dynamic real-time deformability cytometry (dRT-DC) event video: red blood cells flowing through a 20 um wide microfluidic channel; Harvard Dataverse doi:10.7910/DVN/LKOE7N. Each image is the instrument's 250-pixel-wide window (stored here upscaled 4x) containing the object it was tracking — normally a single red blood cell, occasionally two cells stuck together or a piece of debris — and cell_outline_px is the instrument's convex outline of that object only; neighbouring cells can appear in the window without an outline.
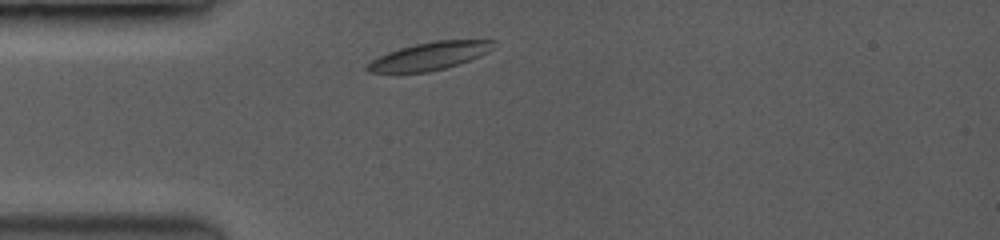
{"species": "common noctule bat (a hibernating species)", "species_latin": "Nyctalus noctula", "temperature_condition": "room temperature", "stored_images_in_passage": 47, "camera_frame_rate_fps": 3500, "um_per_image_px": 0.085, "animal": {"sex": "female", "body_mass_g": 19.0, "forearm_length_mm": 53.3}, "frame": {"image": 1, "passage_image": 2, "time_ms": 0.286, "image_size_px": [1000, 240], "cell_outline_px": [[496, 40], [488, 52], [468, 60], [444, 68], [424, 72], [368, 72], [364, 68], [372, 60], [388, 52], [400, 48], [416, 44], [436, 40]], "centroid_in_image_um": [36.49, 4.76], "position_along_channel_um": 48.5, "area_um2": 19.88}}
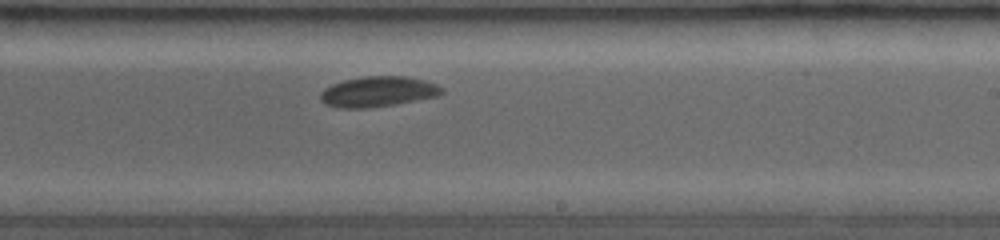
{"frame": {"image": 2, "passage_image": 25, "time_ms": 6.0, "image_size_px": [1000, 240], "cell_outline_px": [[444, 92], [436, 96], [392, 104], [364, 108], [344, 108], [328, 104], [320, 100], [320, 92], [324, 88], [332, 84], [344, 80], [364, 76], [404, 76], [424, 80], [436, 84], [444, 88]], "centroid_in_image_um": [32.12, 7.77], "position_along_channel_um": 256.9, "area_um2": 21.15}}
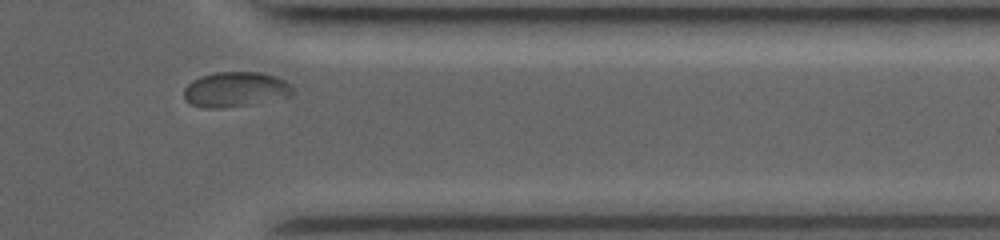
{"frame": {"image": 3, "passage_image": 41, "time_ms": 9.429, "image_size_px": [1000, 240], "cell_outline_px": [[292, 96], [248, 104], [220, 108], [204, 108], [192, 104], [184, 100], [184, 88], [192, 80], [200, 76], [216, 72], [256, 72], [272, 76], [284, 80], [292, 88]], "centroid_in_image_um": [19.95, 7.6], "position_along_channel_um": 391.4, "area_um2": 21.91}, "authors_computed_cell_mechanics": {"area_um2": 20.9236, "velocity_mm_per_s": 3.8843, "shape_relaxation_time_tau1_ms": 3.1394, "shape_relaxation_time_tau2_ms": 3.3789, "deformation_change_tau1": 0.0887, "deformation_change_tau2": 0.0317}}